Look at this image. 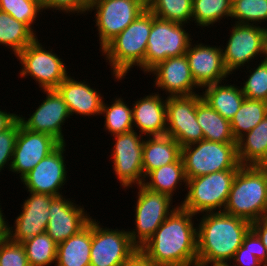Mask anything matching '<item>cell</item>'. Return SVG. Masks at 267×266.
<instances>
[{
  "mask_svg": "<svg viewBox=\"0 0 267 266\" xmlns=\"http://www.w3.org/2000/svg\"><path fill=\"white\" fill-rule=\"evenodd\" d=\"M214 83L202 88V99L223 118L231 121L240 109L245 96L241 85L226 84V82ZM205 90V91H204Z\"/></svg>",
  "mask_w": 267,
  "mask_h": 266,
  "instance_id": "25",
  "label": "cell"
},
{
  "mask_svg": "<svg viewBox=\"0 0 267 266\" xmlns=\"http://www.w3.org/2000/svg\"><path fill=\"white\" fill-rule=\"evenodd\" d=\"M180 157L181 146L171 136H146L142 154L144 178L151 171L176 162Z\"/></svg>",
  "mask_w": 267,
  "mask_h": 266,
  "instance_id": "24",
  "label": "cell"
},
{
  "mask_svg": "<svg viewBox=\"0 0 267 266\" xmlns=\"http://www.w3.org/2000/svg\"><path fill=\"white\" fill-rule=\"evenodd\" d=\"M186 179L219 172L239 169L236 143H220L201 140L181 147Z\"/></svg>",
  "mask_w": 267,
  "mask_h": 266,
  "instance_id": "6",
  "label": "cell"
},
{
  "mask_svg": "<svg viewBox=\"0 0 267 266\" xmlns=\"http://www.w3.org/2000/svg\"><path fill=\"white\" fill-rule=\"evenodd\" d=\"M186 24L163 20L152 13V28L144 57V74L169 57L185 55L193 40Z\"/></svg>",
  "mask_w": 267,
  "mask_h": 266,
  "instance_id": "8",
  "label": "cell"
},
{
  "mask_svg": "<svg viewBox=\"0 0 267 266\" xmlns=\"http://www.w3.org/2000/svg\"><path fill=\"white\" fill-rule=\"evenodd\" d=\"M224 213L254 222L267 215V166H241Z\"/></svg>",
  "mask_w": 267,
  "mask_h": 266,
  "instance_id": "4",
  "label": "cell"
},
{
  "mask_svg": "<svg viewBox=\"0 0 267 266\" xmlns=\"http://www.w3.org/2000/svg\"><path fill=\"white\" fill-rule=\"evenodd\" d=\"M1 204V203H0ZM2 207L0 205V240H3L8 237V220L5 218L6 216L2 213Z\"/></svg>",
  "mask_w": 267,
  "mask_h": 266,
  "instance_id": "47",
  "label": "cell"
},
{
  "mask_svg": "<svg viewBox=\"0 0 267 266\" xmlns=\"http://www.w3.org/2000/svg\"><path fill=\"white\" fill-rule=\"evenodd\" d=\"M246 70L250 75L241 85L245 98L267 102V61L262 59L256 67L248 66Z\"/></svg>",
  "mask_w": 267,
  "mask_h": 266,
  "instance_id": "38",
  "label": "cell"
},
{
  "mask_svg": "<svg viewBox=\"0 0 267 266\" xmlns=\"http://www.w3.org/2000/svg\"><path fill=\"white\" fill-rule=\"evenodd\" d=\"M263 59L267 61V30L265 33V46H264V58Z\"/></svg>",
  "mask_w": 267,
  "mask_h": 266,
  "instance_id": "50",
  "label": "cell"
},
{
  "mask_svg": "<svg viewBox=\"0 0 267 266\" xmlns=\"http://www.w3.org/2000/svg\"><path fill=\"white\" fill-rule=\"evenodd\" d=\"M186 183L184 164L180 157L176 162L151 171L145 177L143 185L150 190L167 194L173 199V195L181 185L185 187L183 190H186Z\"/></svg>",
  "mask_w": 267,
  "mask_h": 266,
  "instance_id": "28",
  "label": "cell"
},
{
  "mask_svg": "<svg viewBox=\"0 0 267 266\" xmlns=\"http://www.w3.org/2000/svg\"><path fill=\"white\" fill-rule=\"evenodd\" d=\"M70 75L56 89L67 104L70 115H82L88 118L100 116L104 100L101 92L96 91V88L91 87L85 80L79 81Z\"/></svg>",
  "mask_w": 267,
  "mask_h": 266,
  "instance_id": "23",
  "label": "cell"
},
{
  "mask_svg": "<svg viewBox=\"0 0 267 266\" xmlns=\"http://www.w3.org/2000/svg\"><path fill=\"white\" fill-rule=\"evenodd\" d=\"M125 230L104 227L92 218L90 266H122L139 250Z\"/></svg>",
  "mask_w": 267,
  "mask_h": 266,
  "instance_id": "12",
  "label": "cell"
},
{
  "mask_svg": "<svg viewBox=\"0 0 267 266\" xmlns=\"http://www.w3.org/2000/svg\"><path fill=\"white\" fill-rule=\"evenodd\" d=\"M123 99L119 96L110 102L111 105L105 104V100L102 103L100 115L105 117V131L111 133L112 136L134 130L132 107L127 105Z\"/></svg>",
  "mask_w": 267,
  "mask_h": 266,
  "instance_id": "32",
  "label": "cell"
},
{
  "mask_svg": "<svg viewBox=\"0 0 267 266\" xmlns=\"http://www.w3.org/2000/svg\"><path fill=\"white\" fill-rule=\"evenodd\" d=\"M24 200L21 212L15 218L14 226L8 224V238L22 243L36 235L46 232L49 221V208L54 196L33 193Z\"/></svg>",
  "mask_w": 267,
  "mask_h": 266,
  "instance_id": "18",
  "label": "cell"
},
{
  "mask_svg": "<svg viewBox=\"0 0 267 266\" xmlns=\"http://www.w3.org/2000/svg\"><path fill=\"white\" fill-rule=\"evenodd\" d=\"M18 120V114L7 112L0 109V132L11 127Z\"/></svg>",
  "mask_w": 267,
  "mask_h": 266,
  "instance_id": "46",
  "label": "cell"
},
{
  "mask_svg": "<svg viewBox=\"0 0 267 266\" xmlns=\"http://www.w3.org/2000/svg\"><path fill=\"white\" fill-rule=\"evenodd\" d=\"M230 35L226 45H221L223 62L232 76L236 70L248 67L255 57L264 58L265 33L267 26L249 24H231ZM253 59V60H252ZM252 60V61H251ZM247 64V65H246Z\"/></svg>",
  "mask_w": 267,
  "mask_h": 266,
  "instance_id": "10",
  "label": "cell"
},
{
  "mask_svg": "<svg viewBox=\"0 0 267 266\" xmlns=\"http://www.w3.org/2000/svg\"><path fill=\"white\" fill-rule=\"evenodd\" d=\"M122 266H160L150 261L140 250H138Z\"/></svg>",
  "mask_w": 267,
  "mask_h": 266,
  "instance_id": "45",
  "label": "cell"
},
{
  "mask_svg": "<svg viewBox=\"0 0 267 266\" xmlns=\"http://www.w3.org/2000/svg\"><path fill=\"white\" fill-rule=\"evenodd\" d=\"M115 141L111 150L113 173L123 189L134 188L144 182L142 165L144 137L132 130L113 136Z\"/></svg>",
  "mask_w": 267,
  "mask_h": 266,
  "instance_id": "11",
  "label": "cell"
},
{
  "mask_svg": "<svg viewBox=\"0 0 267 266\" xmlns=\"http://www.w3.org/2000/svg\"><path fill=\"white\" fill-rule=\"evenodd\" d=\"M92 219L78 233L57 245L55 266H90Z\"/></svg>",
  "mask_w": 267,
  "mask_h": 266,
  "instance_id": "27",
  "label": "cell"
},
{
  "mask_svg": "<svg viewBox=\"0 0 267 266\" xmlns=\"http://www.w3.org/2000/svg\"><path fill=\"white\" fill-rule=\"evenodd\" d=\"M196 216L178 206L139 250L160 266L197 264Z\"/></svg>",
  "mask_w": 267,
  "mask_h": 266,
  "instance_id": "1",
  "label": "cell"
},
{
  "mask_svg": "<svg viewBox=\"0 0 267 266\" xmlns=\"http://www.w3.org/2000/svg\"><path fill=\"white\" fill-rule=\"evenodd\" d=\"M164 98L157 91L133 101V128H137L135 131L144 137L166 135V97Z\"/></svg>",
  "mask_w": 267,
  "mask_h": 266,
  "instance_id": "22",
  "label": "cell"
},
{
  "mask_svg": "<svg viewBox=\"0 0 267 266\" xmlns=\"http://www.w3.org/2000/svg\"><path fill=\"white\" fill-rule=\"evenodd\" d=\"M66 144H61L20 179L25 190L51 196L63 194L61 191L68 180L67 162L64 160Z\"/></svg>",
  "mask_w": 267,
  "mask_h": 266,
  "instance_id": "15",
  "label": "cell"
},
{
  "mask_svg": "<svg viewBox=\"0 0 267 266\" xmlns=\"http://www.w3.org/2000/svg\"><path fill=\"white\" fill-rule=\"evenodd\" d=\"M191 266H203V265H200V264H195V265H191Z\"/></svg>",
  "mask_w": 267,
  "mask_h": 266,
  "instance_id": "53",
  "label": "cell"
},
{
  "mask_svg": "<svg viewBox=\"0 0 267 266\" xmlns=\"http://www.w3.org/2000/svg\"><path fill=\"white\" fill-rule=\"evenodd\" d=\"M60 145L61 143L56 138L45 133L28 130L19 121V130L9 171L19 174V179H21Z\"/></svg>",
  "mask_w": 267,
  "mask_h": 266,
  "instance_id": "17",
  "label": "cell"
},
{
  "mask_svg": "<svg viewBox=\"0 0 267 266\" xmlns=\"http://www.w3.org/2000/svg\"><path fill=\"white\" fill-rule=\"evenodd\" d=\"M36 34L25 23L0 11V45L11 49L15 57L37 38Z\"/></svg>",
  "mask_w": 267,
  "mask_h": 266,
  "instance_id": "30",
  "label": "cell"
},
{
  "mask_svg": "<svg viewBox=\"0 0 267 266\" xmlns=\"http://www.w3.org/2000/svg\"><path fill=\"white\" fill-rule=\"evenodd\" d=\"M40 41L37 37L16 56L22 67L19 76L32 77L41 90H56L68 76L67 66L56 52L46 50Z\"/></svg>",
  "mask_w": 267,
  "mask_h": 266,
  "instance_id": "9",
  "label": "cell"
},
{
  "mask_svg": "<svg viewBox=\"0 0 267 266\" xmlns=\"http://www.w3.org/2000/svg\"><path fill=\"white\" fill-rule=\"evenodd\" d=\"M139 190L134 206V227L127 229L131 242L140 249L156 232L166 218L179 206L173 207V199L164 193L136 186Z\"/></svg>",
  "mask_w": 267,
  "mask_h": 266,
  "instance_id": "7",
  "label": "cell"
},
{
  "mask_svg": "<svg viewBox=\"0 0 267 266\" xmlns=\"http://www.w3.org/2000/svg\"><path fill=\"white\" fill-rule=\"evenodd\" d=\"M232 13V4L229 0H193L192 22L196 26H214L224 18L229 19Z\"/></svg>",
  "mask_w": 267,
  "mask_h": 266,
  "instance_id": "33",
  "label": "cell"
},
{
  "mask_svg": "<svg viewBox=\"0 0 267 266\" xmlns=\"http://www.w3.org/2000/svg\"><path fill=\"white\" fill-rule=\"evenodd\" d=\"M242 245L255 255L265 266H267V251L258 235L250 229L245 235Z\"/></svg>",
  "mask_w": 267,
  "mask_h": 266,
  "instance_id": "42",
  "label": "cell"
},
{
  "mask_svg": "<svg viewBox=\"0 0 267 266\" xmlns=\"http://www.w3.org/2000/svg\"><path fill=\"white\" fill-rule=\"evenodd\" d=\"M231 263V266H265L248 250V248H245L243 245L237 249L229 264Z\"/></svg>",
  "mask_w": 267,
  "mask_h": 266,
  "instance_id": "43",
  "label": "cell"
},
{
  "mask_svg": "<svg viewBox=\"0 0 267 266\" xmlns=\"http://www.w3.org/2000/svg\"><path fill=\"white\" fill-rule=\"evenodd\" d=\"M74 202L63 195L54 196L51 200L46 233L57 244L78 233L92 219L84 205L82 207Z\"/></svg>",
  "mask_w": 267,
  "mask_h": 266,
  "instance_id": "19",
  "label": "cell"
},
{
  "mask_svg": "<svg viewBox=\"0 0 267 266\" xmlns=\"http://www.w3.org/2000/svg\"><path fill=\"white\" fill-rule=\"evenodd\" d=\"M197 219V264H225L231 262L251 222L224 212H207Z\"/></svg>",
  "mask_w": 267,
  "mask_h": 266,
  "instance_id": "2",
  "label": "cell"
},
{
  "mask_svg": "<svg viewBox=\"0 0 267 266\" xmlns=\"http://www.w3.org/2000/svg\"><path fill=\"white\" fill-rule=\"evenodd\" d=\"M148 73L149 75L154 74V88L165 91L167 97L189 96L200 93V87L192 76L186 55L169 57L158 63Z\"/></svg>",
  "mask_w": 267,
  "mask_h": 266,
  "instance_id": "21",
  "label": "cell"
},
{
  "mask_svg": "<svg viewBox=\"0 0 267 266\" xmlns=\"http://www.w3.org/2000/svg\"><path fill=\"white\" fill-rule=\"evenodd\" d=\"M191 41L185 55L192 76L200 90L205 86L228 81L230 76L223 62L221 45L210 46L202 42L193 44ZM229 75V76H228Z\"/></svg>",
  "mask_w": 267,
  "mask_h": 266,
  "instance_id": "20",
  "label": "cell"
},
{
  "mask_svg": "<svg viewBox=\"0 0 267 266\" xmlns=\"http://www.w3.org/2000/svg\"><path fill=\"white\" fill-rule=\"evenodd\" d=\"M251 229L258 235L267 251V215L251 223Z\"/></svg>",
  "mask_w": 267,
  "mask_h": 266,
  "instance_id": "44",
  "label": "cell"
},
{
  "mask_svg": "<svg viewBox=\"0 0 267 266\" xmlns=\"http://www.w3.org/2000/svg\"><path fill=\"white\" fill-rule=\"evenodd\" d=\"M146 8L137 0H104L88 10L95 11V26L98 30L101 51L119 35Z\"/></svg>",
  "mask_w": 267,
  "mask_h": 266,
  "instance_id": "14",
  "label": "cell"
},
{
  "mask_svg": "<svg viewBox=\"0 0 267 266\" xmlns=\"http://www.w3.org/2000/svg\"><path fill=\"white\" fill-rule=\"evenodd\" d=\"M42 92L46 97L35 112L28 114L29 118L19 114L18 120L28 130L48 134L61 144L66 143L62 126L67 119L72 118L67 104L57 90H42Z\"/></svg>",
  "mask_w": 267,
  "mask_h": 266,
  "instance_id": "16",
  "label": "cell"
},
{
  "mask_svg": "<svg viewBox=\"0 0 267 266\" xmlns=\"http://www.w3.org/2000/svg\"><path fill=\"white\" fill-rule=\"evenodd\" d=\"M196 118L202 128L205 140L220 143H236L231 132L230 121L223 118L203 99L196 106Z\"/></svg>",
  "mask_w": 267,
  "mask_h": 266,
  "instance_id": "29",
  "label": "cell"
},
{
  "mask_svg": "<svg viewBox=\"0 0 267 266\" xmlns=\"http://www.w3.org/2000/svg\"><path fill=\"white\" fill-rule=\"evenodd\" d=\"M231 4H233L234 2L238 1V0H229Z\"/></svg>",
  "mask_w": 267,
  "mask_h": 266,
  "instance_id": "52",
  "label": "cell"
},
{
  "mask_svg": "<svg viewBox=\"0 0 267 266\" xmlns=\"http://www.w3.org/2000/svg\"><path fill=\"white\" fill-rule=\"evenodd\" d=\"M237 171L228 169L188 179L187 193L178 205L195 215L223 212Z\"/></svg>",
  "mask_w": 267,
  "mask_h": 266,
  "instance_id": "5",
  "label": "cell"
},
{
  "mask_svg": "<svg viewBox=\"0 0 267 266\" xmlns=\"http://www.w3.org/2000/svg\"><path fill=\"white\" fill-rule=\"evenodd\" d=\"M151 28L152 12L145 9L100 51L111 66L113 80L119 82L125 79L131 68L136 66L144 73V57Z\"/></svg>",
  "mask_w": 267,
  "mask_h": 266,
  "instance_id": "3",
  "label": "cell"
},
{
  "mask_svg": "<svg viewBox=\"0 0 267 266\" xmlns=\"http://www.w3.org/2000/svg\"><path fill=\"white\" fill-rule=\"evenodd\" d=\"M29 266H48L56 263L57 243L45 232L22 242Z\"/></svg>",
  "mask_w": 267,
  "mask_h": 266,
  "instance_id": "34",
  "label": "cell"
},
{
  "mask_svg": "<svg viewBox=\"0 0 267 266\" xmlns=\"http://www.w3.org/2000/svg\"><path fill=\"white\" fill-rule=\"evenodd\" d=\"M18 130L19 120L8 129L0 132V172L7 167V170H10Z\"/></svg>",
  "mask_w": 267,
  "mask_h": 266,
  "instance_id": "40",
  "label": "cell"
},
{
  "mask_svg": "<svg viewBox=\"0 0 267 266\" xmlns=\"http://www.w3.org/2000/svg\"><path fill=\"white\" fill-rule=\"evenodd\" d=\"M104 1V0H85V8L88 11L90 8L95 6L97 3Z\"/></svg>",
  "mask_w": 267,
  "mask_h": 266,
  "instance_id": "48",
  "label": "cell"
},
{
  "mask_svg": "<svg viewBox=\"0 0 267 266\" xmlns=\"http://www.w3.org/2000/svg\"><path fill=\"white\" fill-rule=\"evenodd\" d=\"M208 266H231V264L229 265V263H225V264H211Z\"/></svg>",
  "mask_w": 267,
  "mask_h": 266,
  "instance_id": "51",
  "label": "cell"
},
{
  "mask_svg": "<svg viewBox=\"0 0 267 266\" xmlns=\"http://www.w3.org/2000/svg\"><path fill=\"white\" fill-rule=\"evenodd\" d=\"M0 11L10 14L25 23L34 33L36 18L43 12L41 0H0Z\"/></svg>",
  "mask_w": 267,
  "mask_h": 266,
  "instance_id": "36",
  "label": "cell"
},
{
  "mask_svg": "<svg viewBox=\"0 0 267 266\" xmlns=\"http://www.w3.org/2000/svg\"><path fill=\"white\" fill-rule=\"evenodd\" d=\"M0 266H29L22 243L14 242L8 237L0 240Z\"/></svg>",
  "mask_w": 267,
  "mask_h": 266,
  "instance_id": "39",
  "label": "cell"
},
{
  "mask_svg": "<svg viewBox=\"0 0 267 266\" xmlns=\"http://www.w3.org/2000/svg\"><path fill=\"white\" fill-rule=\"evenodd\" d=\"M144 8L149 9L156 0H137Z\"/></svg>",
  "mask_w": 267,
  "mask_h": 266,
  "instance_id": "49",
  "label": "cell"
},
{
  "mask_svg": "<svg viewBox=\"0 0 267 266\" xmlns=\"http://www.w3.org/2000/svg\"><path fill=\"white\" fill-rule=\"evenodd\" d=\"M201 100V93L166 97V135L174 138L181 147L204 139L196 118V106Z\"/></svg>",
  "mask_w": 267,
  "mask_h": 266,
  "instance_id": "13",
  "label": "cell"
},
{
  "mask_svg": "<svg viewBox=\"0 0 267 266\" xmlns=\"http://www.w3.org/2000/svg\"><path fill=\"white\" fill-rule=\"evenodd\" d=\"M192 3L193 0H156L149 10L163 20L188 24L192 22Z\"/></svg>",
  "mask_w": 267,
  "mask_h": 266,
  "instance_id": "35",
  "label": "cell"
},
{
  "mask_svg": "<svg viewBox=\"0 0 267 266\" xmlns=\"http://www.w3.org/2000/svg\"><path fill=\"white\" fill-rule=\"evenodd\" d=\"M231 18L237 24L261 25L267 21V0H238L232 4Z\"/></svg>",
  "mask_w": 267,
  "mask_h": 266,
  "instance_id": "37",
  "label": "cell"
},
{
  "mask_svg": "<svg viewBox=\"0 0 267 266\" xmlns=\"http://www.w3.org/2000/svg\"><path fill=\"white\" fill-rule=\"evenodd\" d=\"M41 5L44 10L49 11L53 9L52 11L57 12H63L64 14L70 13V14H75L76 15H85L86 12L88 14V11L85 8V0H41ZM85 13V14H84Z\"/></svg>",
  "mask_w": 267,
  "mask_h": 266,
  "instance_id": "41",
  "label": "cell"
},
{
  "mask_svg": "<svg viewBox=\"0 0 267 266\" xmlns=\"http://www.w3.org/2000/svg\"><path fill=\"white\" fill-rule=\"evenodd\" d=\"M267 115V102L245 98L230 121L231 132L237 141L250 132Z\"/></svg>",
  "mask_w": 267,
  "mask_h": 266,
  "instance_id": "31",
  "label": "cell"
},
{
  "mask_svg": "<svg viewBox=\"0 0 267 266\" xmlns=\"http://www.w3.org/2000/svg\"><path fill=\"white\" fill-rule=\"evenodd\" d=\"M236 147L238 161L242 166L267 164V115L236 141Z\"/></svg>",
  "mask_w": 267,
  "mask_h": 266,
  "instance_id": "26",
  "label": "cell"
}]
</instances>
